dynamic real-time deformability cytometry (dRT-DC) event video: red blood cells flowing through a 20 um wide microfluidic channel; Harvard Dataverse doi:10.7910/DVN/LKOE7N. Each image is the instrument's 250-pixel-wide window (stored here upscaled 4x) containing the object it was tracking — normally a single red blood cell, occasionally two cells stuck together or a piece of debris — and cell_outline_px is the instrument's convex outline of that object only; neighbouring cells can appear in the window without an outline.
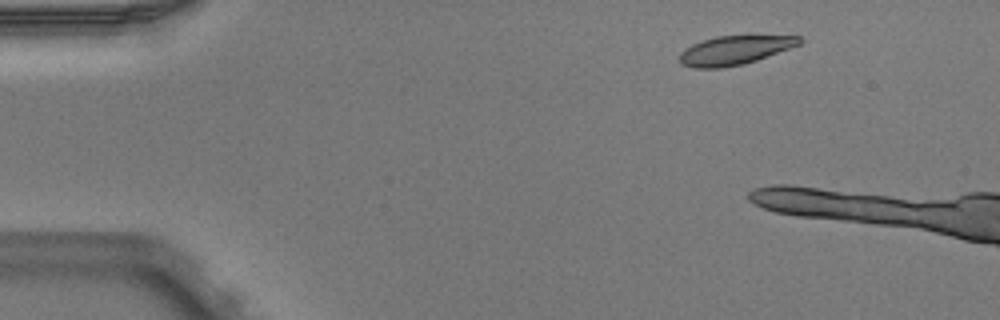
{"species": "Egyptian fruit bat (a non-hibernating species)", "species_latin": "Rousettus aegyptiacus", "temperature_condition": "warm", "stored_images_in_passage": 2, "camera_frame_rate_fps": 3000, "um_per_image_px": 0.085, "animal": {"sex": "male"}, "frame": {"image": 1, "passage_image": 1, "time_ms": 0.0, "image_size_px": [1000, 320], "cell_outline_px": [[804, 40], [800, 44], [756, 60], [744, 64], [724, 68], [692, 68], [680, 64], [680, 52], [684, 48], [692, 44], [716, 36], [800, 36]], "centroid_in_image_um": [62.4, 4.28], "position_along_channel_um": 22.6, "area_um2": 20.11}}